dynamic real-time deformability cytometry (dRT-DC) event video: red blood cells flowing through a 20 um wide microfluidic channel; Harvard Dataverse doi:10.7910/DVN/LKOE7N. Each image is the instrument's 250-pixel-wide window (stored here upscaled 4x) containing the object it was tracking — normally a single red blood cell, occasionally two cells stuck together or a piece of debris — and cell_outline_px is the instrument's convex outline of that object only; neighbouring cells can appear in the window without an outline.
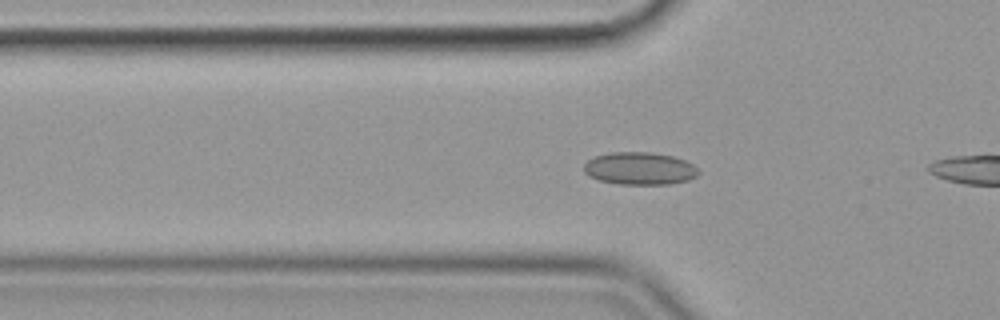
{"species": "common noctule bat (a hibernating species)", "species_latin": "Nyctalus noctula", "temperature_condition": "cold", "stored_images_in_passage": 47, "camera_frame_rate_fps": 3000, "um_per_image_px": 0.085, "animal": {"sex": "female", "body_mass_g": 19.9}, "frame": {"image": 1, "passage_image": 19, "time_ms": 6.0, "image_size_px": [1000, 320], "cell_outline_px": [[700, 172], [696, 176], [688, 180], [668, 184], [620, 184], [600, 180], [588, 176], [584, 172], [584, 164], [588, 160], [596, 156], [612, 152], [652, 152], [672, 156], [684, 160], [692, 164]], "centroid_in_image_um": [54.36, 14.32], "position_along_channel_um": 71.4, "area_um2": 21.62}}
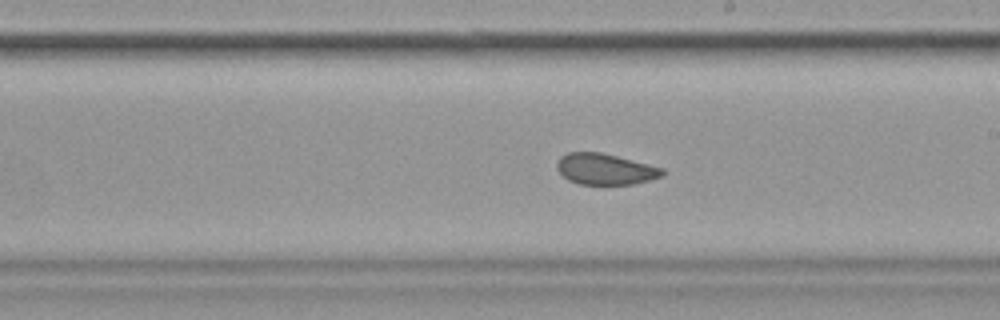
{"frame": {"image": 2, "passage_image": 33, "time_ms": 10.667, "image_size_px": [1000, 320], "cell_outline_px": [[664, 176], [632, 184], [604, 188], [580, 184], [568, 180], [556, 168], [556, 164], [560, 156], [568, 152], [600, 152], [664, 168]], "centroid_in_image_um": [51.43, 14.42], "position_along_channel_um": 237.6, "area_um2": 19.71}}
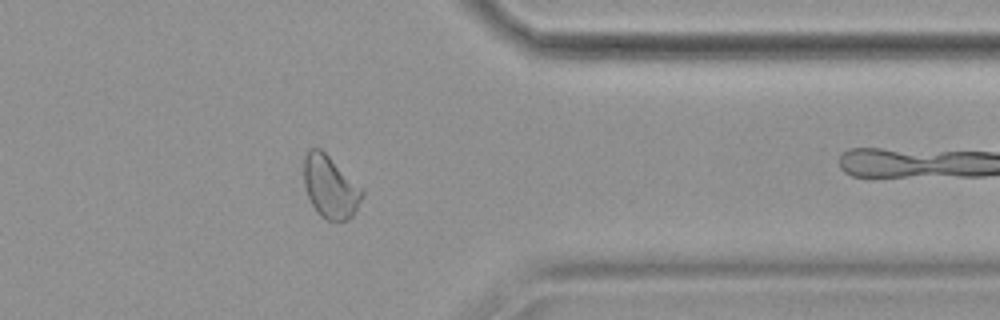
{"frame": {"image": 3, "passage_image": 46, "time_ms": 15.0, "image_size_px": [1000, 320], "cell_outline_px": [[364, 192], [352, 216], [348, 220], [328, 220], [320, 216], [312, 204], [308, 196], [304, 184], [304, 156], [312, 148], [320, 148], [364, 188]], "centroid_in_image_um": [28.08, 15.88], "position_along_channel_um": 383.3, "area_um2": 21.04}}